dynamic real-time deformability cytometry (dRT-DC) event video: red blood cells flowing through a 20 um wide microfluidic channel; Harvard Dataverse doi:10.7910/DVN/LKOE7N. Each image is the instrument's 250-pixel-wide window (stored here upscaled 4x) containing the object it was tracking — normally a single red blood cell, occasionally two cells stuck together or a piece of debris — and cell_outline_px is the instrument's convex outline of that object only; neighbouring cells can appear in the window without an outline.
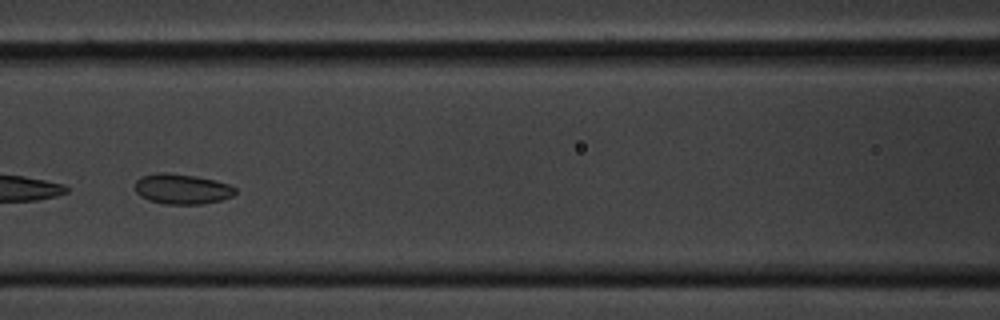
{"species": "common noctule bat (a hibernating species)", "species_latin": "Nyctalus noctula", "temperature_condition": "cold", "stored_images_in_passage": 42, "camera_frame_rate_fps": 3000, "um_per_image_px": 0.085, "animal": {"sex": "male", "body_mass_g": 20.1, "forearm_length_mm": 53.5}, "frame": {"image": 1, "passage_image": 19, "time_ms": 6.0, "image_size_px": [1000, 320], "cell_outline_px": [[236, 192], [232, 196], [220, 200], [200, 204], [164, 204], [148, 200], [140, 196], [136, 192], [136, 180], [140, 176], [160, 172], [164, 172], [196, 176], [216, 180], [228, 184], [236, 188]], "centroid_in_image_um": [15.45, 16.06], "position_along_channel_um": 151.1, "area_um2": 17.69}}
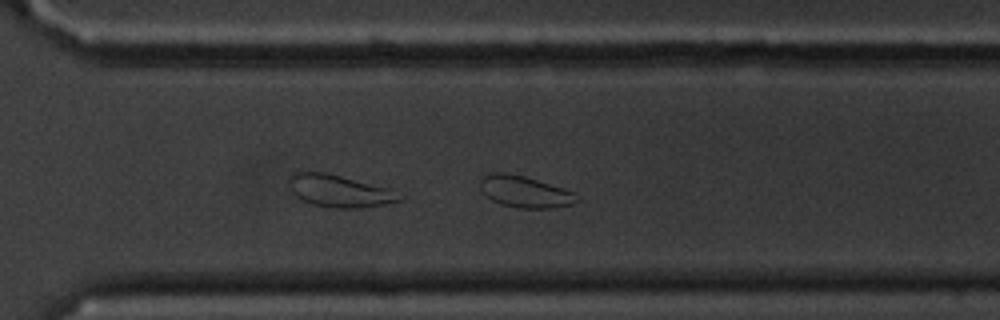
{"frame": {"image": 2, "passage_image": 34, "time_ms": 11.0, "image_size_px": [1000, 320], "cell_outline_px": [[580, 200], [572, 204], [552, 208], [520, 208], [500, 204], [492, 200], [480, 188], [480, 180], [484, 176], [492, 172], [504, 172], [524, 176], [564, 188], [576, 192], [580, 196]], "centroid_in_image_um": [44.66, 16.3], "position_along_channel_um": 325.9, "area_um2": 17.86}}
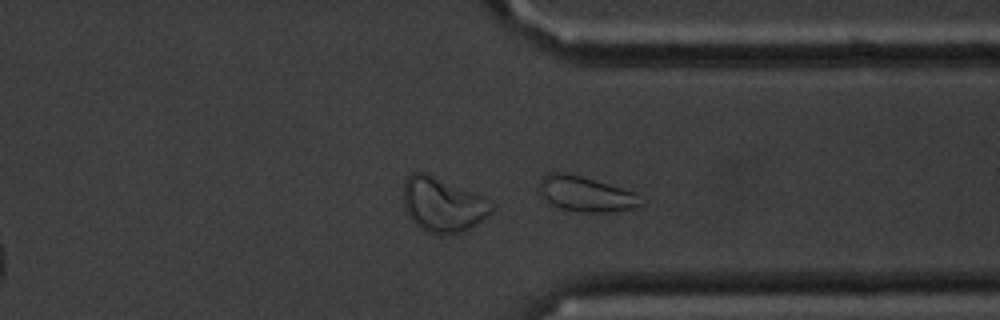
{"frame": {"image": 3, "passage_image": 37, "time_ms": 12.0, "image_size_px": [1000, 320], "cell_outline_px": [[648, 200], [644, 204], [636, 208], [616, 212], [580, 212], [560, 208], [548, 204], [544, 200], [536, 188], [536, 184], [548, 172], [564, 172], [580, 176], [636, 192]], "centroid_in_image_um": [49.81, 16.51], "position_along_channel_um": 361.6, "area_um2": 21.62}, "authors_computed_cell_mechanics": {"area_um2": 18.0625, "velocity_mm_per_s": 3.5124, "shape_relaxation_time_tau1_ms": 1.018, "shape_relaxation_time_tau2_ms": 3.5082, "deformation_change_tau1": 0.0589, "deformation_change_tau2": 0.0872}}